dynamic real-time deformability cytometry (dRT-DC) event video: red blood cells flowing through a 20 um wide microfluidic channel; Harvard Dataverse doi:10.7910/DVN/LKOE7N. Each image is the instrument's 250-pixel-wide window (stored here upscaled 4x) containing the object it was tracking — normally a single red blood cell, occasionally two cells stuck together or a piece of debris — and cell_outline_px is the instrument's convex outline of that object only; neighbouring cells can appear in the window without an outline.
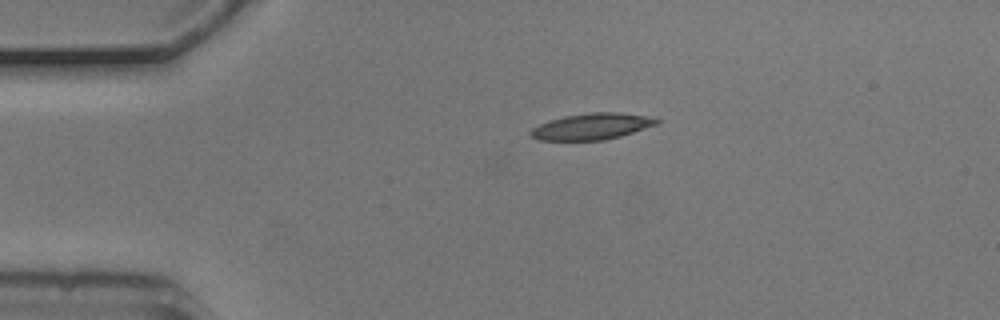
{"species": "common noctule bat (a hibernating species)", "species_latin": "Nyctalus noctula", "temperature_condition": "cold", "stored_images_in_passage": 2, "camera_frame_rate_fps": 3000, "um_per_image_px": 0.085, "animal": {"sex": "male", "body_mass_g": 20.5, "forearm_length_mm": 52.5}, "frame": {"image": 1, "passage_image": 1, "time_ms": 0.0, "image_size_px": [1000, 320], "cell_outline_px": [[660, 124], [620, 136], [604, 140], [540, 140], [532, 136], [528, 132], [532, 128], [548, 120], [564, 116], [588, 112], [620, 112], [656, 116], [660, 120]], "centroid_in_image_um": [50.38, 10.72], "position_along_channel_um": 34.6, "area_um2": 19.65}}